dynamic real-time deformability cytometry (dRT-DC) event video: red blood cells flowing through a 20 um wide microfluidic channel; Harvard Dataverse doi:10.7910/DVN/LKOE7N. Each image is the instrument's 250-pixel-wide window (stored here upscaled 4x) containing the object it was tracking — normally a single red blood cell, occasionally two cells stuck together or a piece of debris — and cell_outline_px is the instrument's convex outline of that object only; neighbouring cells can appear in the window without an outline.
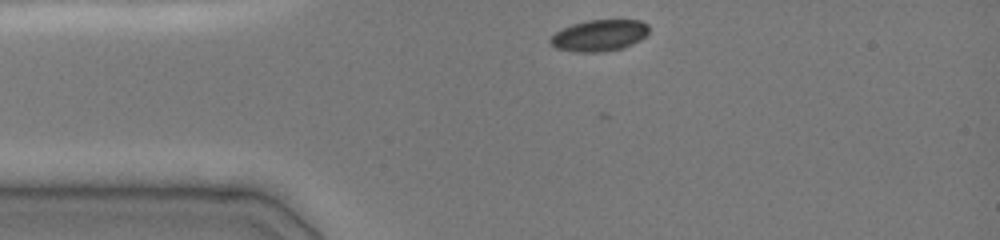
{"species": "common noctule bat (a hibernating species)", "species_latin": "Nyctalus noctula", "temperature_condition": "cold", "stored_images_in_passage": 10, "camera_frame_rate_fps": 3000, "um_per_image_px": 0.085, "animal": {"sex": "female", "body_mass_g": 19.0, "forearm_length_mm": 51.5}, "frame": {"image": 1, "passage_image": 1, "time_ms": 0.0, "image_size_px": [1000, 240], "cell_outline_px": [[648, 32], [640, 40], [624, 48], [600, 52], [576, 52], [556, 48], [548, 44], [548, 40], [556, 32], [572, 24], [588, 20], [640, 20], [648, 24]], "centroid_in_image_um": [50.92, 3.02], "position_along_channel_um": 34.1, "area_um2": 18.09}}
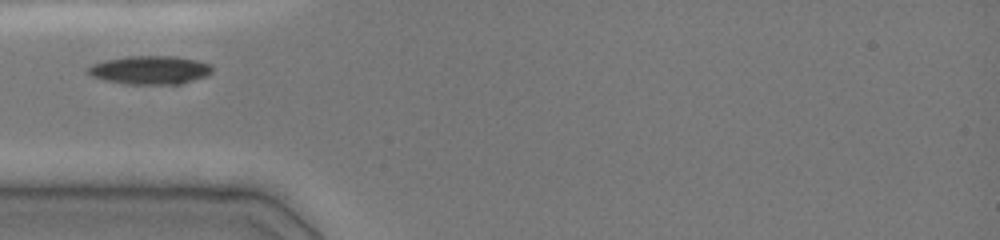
{"frame": {"image": 2, "passage_image": 6, "time_ms": 1.667, "image_size_px": [1000, 240], "cell_outline_px": [[212, 72], [204, 76], [180, 84], [128, 84], [108, 80], [92, 76], [84, 68], [92, 64], [104, 60], [128, 56], [176, 56], [196, 60], [212, 64]], "centroid_in_image_um": [12.74, 5.94], "position_along_channel_um": 72.3, "area_um2": 20.52}}
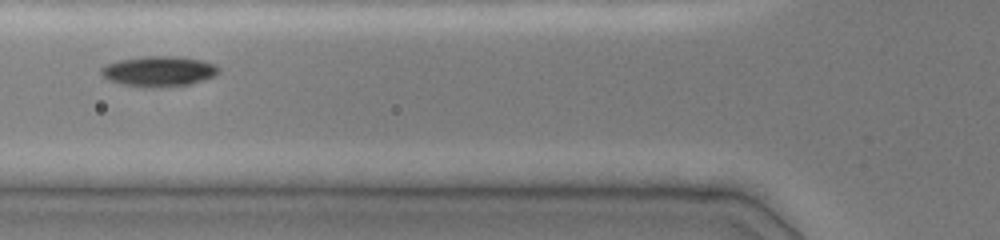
{"frame": {"image": 3, "passage_image": 9, "time_ms": 2.667, "image_size_px": [1000, 240], "cell_outline_px": [[220, 72], [216, 76], [188, 84], [144, 88], [124, 84], [108, 80], [100, 72], [100, 68], [108, 64], [120, 60], [144, 56], [176, 56], [204, 60], [216, 64], [220, 68]], "centroid_in_image_um": [13.54, 6.05], "position_along_channel_um": 112.3, "area_um2": 20.75}}